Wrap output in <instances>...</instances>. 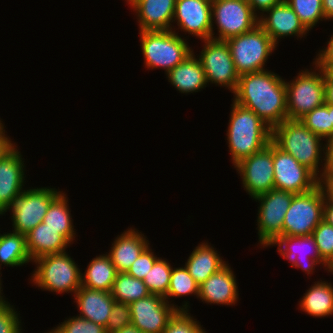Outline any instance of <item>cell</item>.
<instances>
[{
	"mask_svg": "<svg viewBox=\"0 0 333 333\" xmlns=\"http://www.w3.org/2000/svg\"><path fill=\"white\" fill-rule=\"evenodd\" d=\"M232 100L252 110L271 129L287 119L285 80L269 69L240 75Z\"/></svg>",
	"mask_w": 333,
	"mask_h": 333,
	"instance_id": "obj_1",
	"label": "cell"
},
{
	"mask_svg": "<svg viewBox=\"0 0 333 333\" xmlns=\"http://www.w3.org/2000/svg\"><path fill=\"white\" fill-rule=\"evenodd\" d=\"M227 126V147L233 167L244 158L264 149L272 139V129L252 110L232 101Z\"/></svg>",
	"mask_w": 333,
	"mask_h": 333,
	"instance_id": "obj_2",
	"label": "cell"
},
{
	"mask_svg": "<svg viewBox=\"0 0 333 333\" xmlns=\"http://www.w3.org/2000/svg\"><path fill=\"white\" fill-rule=\"evenodd\" d=\"M271 140L311 170L319 179L323 175L326 142L309 130L300 119H286L275 126L272 129Z\"/></svg>",
	"mask_w": 333,
	"mask_h": 333,
	"instance_id": "obj_3",
	"label": "cell"
},
{
	"mask_svg": "<svg viewBox=\"0 0 333 333\" xmlns=\"http://www.w3.org/2000/svg\"><path fill=\"white\" fill-rule=\"evenodd\" d=\"M69 252H61L41 256L34 261V271L30 283L38 290L53 294L70 293L72 297L81 287V269Z\"/></svg>",
	"mask_w": 333,
	"mask_h": 333,
	"instance_id": "obj_4",
	"label": "cell"
},
{
	"mask_svg": "<svg viewBox=\"0 0 333 333\" xmlns=\"http://www.w3.org/2000/svg\"><path fill=\"white\" fill-rule=\"evenodd\" d=\"M138 34L147 70L162 69L166 74L193 52L189 38L172 30L139 31Z\"/></svg>",
	"mask_w": 333,
	"mask_h": 333,
	"instance_id": "obj_5",
	"label": "cell"
},
{
	"mask_svg": "<svg viewBox=\"0 0 333 333\" xmlns=\"http://www.w3.org/2000/svg\"><path fill=\"white\" fill-rule=\"evenodd\" d=\"M311 64L310 70L305 67L293 79H285L287 119H300L325 103L324 70Z\"/></svg>",
	"mask_w": 333,
	"mask_h": 333,
	"instance_id": "obj_6",
	"label": "cell"
},
{
	"mask_svg": "<svg viewBox=\"0 0 333 333\" xmlns=\"http://www.w3.org/2000/svg\"><path fill=\"white\" fill-rule=\"evenodd\" d=\"M226 43L239 76L268 70L266 63L278 47L259 24L244 34L228 38Z\"/></svg>",
	"mask_w": 333,
	"mask_h": 333,
	"instance_id": "obj_7",
	"label": "cell"
},
{
	"mask_svg": "<svg viewBox=\"0 0 333 333\" xmlns=\"http://www.w3.org/2000/svg\"><path fill=\"white\" fill-rule=\"evenodd\" d=\"M326 191L319 184L313 190L295 194L282 226V236H310L323 220Z\"/></svg>",
	"mask_w": 333,
	"mask_h": 333,
	"instance_id": "obj_8",
	"label": "cell"
},
{
	"mask_svg": "<svg viewBox=\"0 0 333 333\" xmlns=\"http://www.w3.org/2000/svg\"><path fill=\"white\" fill-rule=\"evenodd\" d=\"M211 24V39L226 41L252 30L258 25V16L248 0H212Z\"/></svg>",
	"mask_w": 333,
	"mask_h": 333,
	"instance_id": "obj_9",
	"label": "cell"
},
{
	"mask_svg": "<svg viewBox=\"0 0 333 333\" xmlns=\"http://www.w3.org/2000/svg\"><path fill=\"white\" fill-rule=\"evenodd\" d=\"M57 189L50 186L29 187L19 194L6 211L11 212L12 231L25 235L42 223L50 204L62 192L59 187Z\"/></svg>",
	"mask_w": 333,
	"mask_h": 333,
	"instance_id": "obj_10",
	"label": "cell"
},
{
	"mask_svg": "<svg viewBox=\"0 0 333 333\" xmlns=\"http://www.w3.org/2000/svg\"><path fill=\"white\" fill-rule=\"evenodd\" d=\"M295 194L272 189L255 197L257 208V236L259 248H267L278 236H282L284 217Z\"/></svg>",
	"mask_w": 333,
	"mask_h": 333,
	"instance_id": "obj_11",
	"label": "cell"
},
{
	"mask_svg": "<svg viewBox=\"0 0 333 333\" xmlns=\"http://www.w3.org/2000/svg\"><path fill=\"white\" fill-rule=\"evenodd\" d=\"M201 44L203 48L196 55L202 64L208 85L225 87L234 93L240 76L236 72L229 45L226 41L214 39L202 40Z\"/></svg>",
	"mask_w": 333,
	"mask_h": 333,
	"instance_id": "obj_12",
	"label": "cell"
},
{
	"mask_svg": "<svg viewBox=\"0 0 333 333\" xmlns=\"http://www.w3.org/2000/svg\"><path fill=\"white\" fill-rule=\"evenodd\" d=\"M275 189L303 194L319 185V178L272 141Z\"/></svg>",
	"mask_w": 333,
	"mask_h": 333,
	"instance_id": "obj_13",
	"label": "cell"
},
{
	"mask_svg": "<svg viewBox=\"0 0 333 333\" xmlns=\"http://www.w3.org/2000/svg\"><path fill=\"white\" fill-rule=\"evenodd\" d=\"M234 169L241 178L242 187L252 200L274 189L272 140L261 151L241 160Z\"/></svg>",
	"mask_w": 333,
	"mask_h": 333,
	"instance_id": "obj_14",
	"label": "cell"
},
{
	"mask_svg": "<svg viewBox=\"0 0 333 333\" xmlns=\"http://www.w3.org/2000/svg\"><path fill=\"white\" fill-rule=\"evenodd\" d=\"M211 10L212 0H176L171 30L200 41L211 39Z\"/></svg>",
	"mask_w": 333,
	"mask_h": 333,
	"instance_id": "obj_15",
	"label": "cell"
},
{
	"mask_svg": "<svg viewBox=\"0 0 333 333\" xmlns=\"http://www.w3.org/2000/svg\"><path fill=\"white\" fill-rule=\"evenodd\" d=\"M273 246H277V252L283 259L290 261L291 267L302 270L308 277L315 273L319 265L320 269L328 270L329 266L321 259L312 235L278 236L267 248Z\"/></svg>",
	"mask_w": 333,
	"mask_h": 333,
	"instance_id": "obj_16",
	"label": "cell"
},
{
	"mask_svg": "<svg viewBox=\"0 0 333 333\" xmlns=\"http://www.w3.org/2000/svg\"><path fill=\"white\" fill-rule=\"evenodd\" d=\"M131 325L142 333H162L177 310L164 297L150 294L129 304Z\"/></svg>",
	"mask_w": 333,
	"mask_h": 333,
	"instance_id": "obj_17",
	"label": "cell"
},
{
	"mask_svg": "<svg viewBox=\"0 0 333 333\" xmlns=\"http://www.w3.org/2000/svg\"><path fill=\"white\" fill-rule=\"evenodd\" d=\"M18 146L16 143L0 158V213L3 214L26 189V163Z\"/></svg>",
	"mask_w": 333,
	"mask_h": 333,
	"instance_id": "obj_18",
	"label": "cell"
},
{
	"mask_svg": "<svg viewBox=\"0 0 333 333\" xmlns=\"http://www.w3.org/2000/svg\"><path fill=\"white\" fill-rule=\"evenodd\" d=\"M258 24L277 46L282 38L296 36L297 40L298 38L300 40L303 38L304 40L307 34L310 33L285 0L274 5L259 16Z\"/></svg>",
	"mask_w": 333,
	"mask_h": 333,
	"instance_id": "obj_19",
	"label": "cell"
},
{
	"mask_svg": "<svg viewBox=\"0 0 333 333\" xmlns=\"http://www.w3.org/2000/svg\"><path fill=\"white\" fill-rule=\"evenodd\" d=\"M237 283L235 272L228 262L199 286L198 300L210 305L235 306L239 302Z\"/></svg>",
	"mask_w": 333,
	"mask_h": 333,
	"instance_id": "obj_20",
	"label": "cell"
},
{
	"mask_svg": "<svg viewBox=\"0 0 333 333\" xmlns=\"http://www.w3.org/2000/svg\"><path fill=\"white\" fill-rule=\"evenodd\" d=\"M176 0H130L139 31L171 30Z\"/></svg>",
	"mask_w": 333,
	"mask_h": 333,
	"instance_id": "obj_21",
	"label": "cell"
},
{
	"mask_svg": "<svg viewBox=\"0 0 333 333\" xmlns=\"http://www.w3.org/2000/svg\"><path fill=\"white\" fill-rule=\"evenodd\" d=\"M135 227H128L115 237L108 252L117 272H128L132 263L150 245L148 238Z\"/></svg>",
	"mask_w": 333,
	"mask_h": 333,
	"instance_id": "obj_22",
	"label": "cell"
},
{
	"mask_svg": "<svg viewBox=\"0 0 333 333\" xmlns=\"http://www.w3.org/2000/svg\"><path fill=\"white\" fill-rule=\"evenodd\" d=\"M77 316L106 328L115 299L111 292L92 290L81 286L74 294Z\"/></svg>",
	"mask_w": 333,
	"mask_h": 333,
	"instance_id": "obj_23",
	"label": "cell"
},
{
	"mask_svg": "<svg viewBox=\"0 0 333 333\" xmlns=\"http://www.w3.org/2000/svg\"><path fill=\"white\" fill-rule=\"evenodd\" d=\"M194 50L186 59L165 74L171 86L181 94L202 91L208 86L206 75Z\"/></svg>",
	"mask_w": 333,
	"mask_h": 333,
	"instance_id": "obj_24",
	"label": "cell"
},
{
	"mask_svg": "<svg viewBox=\"0 0 333 333\" xmlns=\"http://www.w3.org/2000/svg\"><path fill=\"white\" fill-rule=\"evenodd\" d=\"M204 241L193 248L184 264L199 286L228 263L211 242L208 243L206 239Z\"/></svg>",
	"mask_w": 333,
	"mask_h": 333,
	"instance_id": "obj_25",
	"label": "cell"
},
{
	"mask_svg": "<svg viewBox=\"0 0 333 333\" xmlns=\"http://www.w3.org/2000/svg\"><path fill=\"white\" fill-rule=\"evenodd\" d=\"M26 249L32 261L48 255L68 251L71 244L58 233V230L39 223L35 228L25 234Z\"/></svg>",
	"mask_w": 333,
	"mask_h": 333,
	"instance_id": "obj_26",
	"label": "cell"
},
{
	"mask_svg": "<svg viewBox=\"0 0 333 333\" xmlns=\"http://www.w3.org/2000/svg\"><path fill=\"white\" fill-rule=\"evenodd\" d=\"M313 283L299 299L297 309L318 319L333 316V283L321 278Z\"/></svg>",
	"mask_w": 333,
	"mask_h": 333,
	"instance_id": "obj_27",
	"label": "cell"
},
{
	"mask_svg": "<svg viewBox=\"0 0 333 333\" xmlns=\"http://www.w3.org/2000/svg\"><path fill=\"white\" fill-rule=\"evenodd\" d=\"M84 271H81V286L111 292L117 271L107 253L92 258Z\"/></svg>",
	"mask_w": 333,
	"mask_h": 333,
	"instance_id": "obj_28",
	"label": "cell"
},
{
	"mask_svg": "<svg viewBox=\"0 0 333 333\" xmlns=\"http://www.w3.org/2000/svg\"><path fill=\"white\" fill-rule=\"evenodd\" d=\"M69 204L66 192L62 191L50 204L43 223L52 229L58 230V233L72 245L77 237V230L74 228V220Z\"/></svg>",
	"mask_w": 333,
	"mask_h": 333,
	"instance_id": "obj_29",
	"label": "cell"
},
{
	"mask_svg": "<svg viewBox=\"0 0 333 333\" xmlns=\"http://www.w3.org/2000/svg\"><path fill=\"white\" fill-rule=\"evenodd\" d=\"M194 296L198 299L199 297V285L189 274L188 269L184 266L173 267L170 277V284L168 287L166 301L174 307L177 311H190L191 308L188 300H184L181 306H178L174 299H178L185 296ZM175 297V298H174Z\"/></svg>",
	"mask_w": 333,
	"mask_h": 333,
	"instance_id": "obj_30",
	"label": "cell"
},
{
	"mask_svg": "<svg viewBox=\"0 0 333 333\" xmlns=\"http://www.w3.org/2000/svg\"><path fill=\"white\" fill-rule=\"evenodd\" d=\"M31 263L25 235L14 231L0 232V272L3 267H21Z\"/></svg>",
	"mask_w": 333,
	"mask_h": 333,
	"instance_id": "obj_31",
	"label": "cell"
},
{
	"mask_svg": "<svg viewBox=\"0 0 333 333\" xmlns=\"http://www.w3.org/2000/svg\"><path fill=\"white\" fill-rule=\"evenodd\" d=\"M111 294L115 301L129 305L151 293L143 280L132 277L127 272H117Z\"/></svg>",
	"mask_w": 333,
	"mask_h": 333,
	"instance_id": "obj_32",
	"label": "cell"
},
{
	"mask_svg": "<svg viewBox=\"0 0 333 333\" xmlns=\"http://www.w3.org/2000/svg\"><path fill=\"white\" fill-rule=\"evenodd\" d=\"M300 121L325 142L333 138V124L331 123V104L324 103L311 112L306 113Z\"/></svg>",
	"mask_w": 333,
	"mask_h": 333,
	"instance_id": "obj_33",
	"label": "cell"
},
{
	"mask_svg": "<svg viewBox=\"0 0 333 333\" xmlns=\"http://www.w3.org/2000/svg\"><path fill=\"white\" fill-rule=\"evenodd\" d=\"M173 265L164 257H159L143 281L151 294L166 297Z\"/></svg>",
	"mask_w": 333,
	"mask_h": 333,
	"instance_id": "obj_34",
	"label": "cell"
},
{
	"mask_svg": "<svg viewBox=\"0 0 333 333\" xmlns=\"http://www.w3.org/2000/svg\"><path fill=\"white\" fill-rule=\"evenodd\" d=\"M298 15L301 23L311 31L321 21H326L322 0H285Z\"/></svg>",
	"mask_w": 333,
	"mask_h": 333,
	"instance_id": "obj_35",
	"label": "cell"
},
{
	"mask_svg": "<svg viewBox=\"0 0 333 333\" xmlns=\"http://www.w3.org/2000/svg\"><path fill=\"white\" fill-rule=\"evenodd\" d=\"M191 311H177L162 333H208Z\"/></svg>",
	"mask_w": 333,
	"mask_h": 333,
	"instance_id": "obj_36",
	"label": "cell"
},
{
	"mask_svg": "<svg viewBox=\"0 0 333 333\" xmlns=\"http://www.w3.org/2000/svg\"><path fill=\"white\" fill-rule=\"evenodd\" d=\"M311 235L321 259L330 266L333 262V226L322 220Z\"/></svg>",
	"mask_w": 333,
	"mask_h": 333,
	"instance_id": "obj_37",
	"label": "cell"
},
{
	"mask_svg": "<svg viewBox=\"0 0 333 333\" xmlns=\"http://www.w3.org/2000/svg\"><path fill=\"white\" fill-rule=\"evenodd\" d=\"M63 322L55 325L49 331L51 333H107L106 328L96 324L93 321H88L79 316L65 318Z\"/></svg>",
	"mask_w": 333,
	"mask_h": 333,
	"instance_id": "obj_38",
	"label": "cell"
},
{
	"mask_svg": "<svg viewBox=\"0 0 333 333\" xmlns=\"http://www.w3.org/2000/svg\"><path fill=\"white\" fill-rule=\"evenodd\" d=\"M9 301L0 306V333H21L24 329L20 313Z\"/></svg>",
	"mask_w": 333,
	"mask_h": 333,
	"instance_id": "obj_39",
	"label": "cell"
},
{
	"mask_svg": "<svg viewBox=\"0 0 333 333\" xmlns=\"http://www.w3.org/2000/svg\"><path fill=\"white\" fill-rule=\"evenodd\" d=\"M129 325H131V313L129 305L115 301L106 325V332L114 333Z\"/></svg>",
	"mask_w": 333,
	"mask_h": 333,
	"instance_id": "obj_40",
	"label": "cell"
},
{
	"mask_svg": "<svg viewBox=\"0 0 333 333\" xmlns=\"http://www.w3.org/2000/svg\"><path fill=\"white\" fill-rule=\"evenodd\" d=\"M149 245L140 256L132 263L128 274L139 280H143L146 274L152 269L155 261L159 258Z\"/></svg>",
	"mask_w": 333,
	"mask_h": 333,
	"instance_id": "obj_41",
	"label": "cell"
},
{
	"mask_svg": "<svg viewBox=\"0 0 333 333\" xmlns=\"http://www.w3.org/2000/svg\"><path fill=\"white\" fill-rule=\"evenodd\" d=\"M329 40L326 42V47L317 51L313 61L320 69L330 71L333 68V33L329 35Z\"/></svg>",
	"mask_w": 333,
	"mask_h": 333,
	"instance_id": "obj_42",
	"label": "cell"
},
{
	"mask_svg": "<svg viewBox=\"0 0 333 333\" xmlns=\"http://www.w3.org/2000/svg\"><path fill=\"white\" fill-rule=\"evenodd\" d=\"M283 0H248L252 11L259 17L266 10L270 9L274 5L281 3Z\"/></svg>",
	"mask_w": 333,
	"mask_h": 333,
	"instance_id": "obj_43",
	"label": "cell"
},
{
	"mask_svg": "<svg viewBox=\"0 0 333 333\" xmlns=\"http://www.w3.org/2000/svg\"><path fill=\"white\" fill-rule=\"evenodd\" d=\"M325 169L320 178H333V138L326 143Z\"/></svg>",
	"mask_w": 333,
	"mask_h": 333,
	"instance_id": "obj_44",
	"label": "cell"
},
{
	"mask_svg": "<svg viewBox=\"0 0 333 333\" xmlns=\"http://www.w3.org/2000/svg\"><path fill=\"white\" fill-rule=\"evenodd\" d=\"M5 123L0 127V158L13 147L16 142L12 141L5 129Z\"/></svg>",
	"mask_w": 333,
	"mask_h": 333,
	"instance_id": "obj_45",
	"label": "cell"
},
{
	"mask_svg": "<svg viewBox=\"0 0 333 333\" xmlns=\"http://www.w3.org/2000/svg\"><path fill=\"white\" fill-rule=\"evenodd\" d=\"M325 103L333 104V75L324 71Z\"/></svg>",
	"mask_w": 333,
	"mask_h": 333,
	"instance_id": "obj_46",
	"label": "cell"
},
{
	"mask_svg": "<svg viewBox=\"0 0 333 333\" xmlns=\"http://www.w3.org/2000/svg\"><path fill=\"white\" fill-rule=\"evenodd\" d=\"M323 220L333 226V200L325 196Z\"/></svg>",
	"mask_w": 333,
	"mask_h": 333,
	"instance_id": "obj_47",
	"label": "cell"
},
{
	"mask_svg": "<svg viewBox=\"0 0 333 333\" xmlns=\"http://www.w3.org/2000/svg\"><path fill=\"white\" fill-rule=\"evenodd\" d=\"M323 13L326 21H333V0H322Z\"/></svg>",
	"mask_w": 333,
	"mask_h": 333,
	"instance_id": "obj_48",
	"label": "cell"
},
{
	"mask_svg": "<svg viewBox=\"0 0 333 333\" xmlns=\"http://www.w3.org/2000/svg\"><path fill=\"white\" fill-rule=\"evenodd\" d=\"M319 184L323 185L327 196L333 200V178H320Z\"/></svg>",
	"mask_w": 333,
	"mask_h": 333,
	"instance_id": "obj_49",
	"label": "cell"
},
{
	"mask_svg": "<svg viewBox=\"0 0 333 333\" xmlns=\"http://www.w3.org/2000/svg\"><path fill=\"white\" fill-rule=\"evenodd\" d=\"M114 333H142L140 332L136 327H134L133 325H129L127 327H124L121 330H118Z\"/></svg>",
	"mask_w": 333,
	"mask_h": 333,
	"instance_id": "obj_50",
	"label": "cell"
},
{
	"mask_svg": "<svg viewBox=\"0 0 333 333\" xmlns=\"http://www.w3.org/2000/svg\"><path fill=\"white\" fill-rule=\"evenodd\" d=\"M2 272H0V306L1 305H4L5 303H7L8 302V300L6 299V297L3 295L4 293H2L3 292V284H2Z\"/></svg>",
	"mask_w": 333,
	"mask_h": 333,
	"instance_id": "obj_51",
	"label": "cell"
},
{
	"mask_svg": "<svg viewBox=\"0 0 333 333\" xmlns=\"http://www.w3.org/2000/svg\"><path fill=\"white\" fill-rule=\"evenodd\" d=\"M327 273H330L331 275H333V262L328 267Z\"/></svg>",
	"mask_w": 333,
	"mask_h": 333,
	"instance_id": "obj_52",
	"label": "cell"
},
{
	"mask_svg": "<svg viewBox=\"0 0 333 333\" xmlns=\"http://www.w3.org/2000/svg\"><path fill=\"white\" fill-rule=\"evenodd\" d=\"M331 123L333 124V104H331Z\"/></svg>",
	"mask_w": 333,
	"mask_h": 333,
	"instance_id": "obj_53",
	"label": "cell"
},
{
	"mask_svg": "<svg viewBox=\"0 0 333 333\" xmlns=\"http://www.w3.org/2000/svg\"><path fill=\"white\" fill-rule=\"evenodd\" d=\"M4 124V122L2 121L1 117H0V127Z\"/></svg>",
	"mask_w": 333,
	"mask_h": 333,
	"instance_id": "obj_54",
	"label": "cell"
},
{
	"mask_svg": "<svg viewBox=\"0 0 333 333\" xmlns=\"http://www.w3.org/2000/svg\"><path fill=\"white\" fill-rule=\"evenodd\" d=\"M0 216H1V217H3V216H6V215H5V214H3V213H0ZM0 229H1V228H0ZM0 231H1V230H0Z\"/></svg>",
	"mask_w": 333,
	"mask_h": 333,
	"instance_id": "obj_55",
	"label": "cell"
},
{
	"mask_svg": "<svg viewBox=\"0 0 333 333\" xmlns=\"http://www.w3.org/2000/svg\"><path fill=\"white\" fill-rule=\"evenodd\" d=\"M329 72L333 75V68Z\"/></svg>",
	"mask_w": 333,
	"mask_h": 333,
	"instance_id": "obj_56",
	"label": "cell"
}]
</instances>
